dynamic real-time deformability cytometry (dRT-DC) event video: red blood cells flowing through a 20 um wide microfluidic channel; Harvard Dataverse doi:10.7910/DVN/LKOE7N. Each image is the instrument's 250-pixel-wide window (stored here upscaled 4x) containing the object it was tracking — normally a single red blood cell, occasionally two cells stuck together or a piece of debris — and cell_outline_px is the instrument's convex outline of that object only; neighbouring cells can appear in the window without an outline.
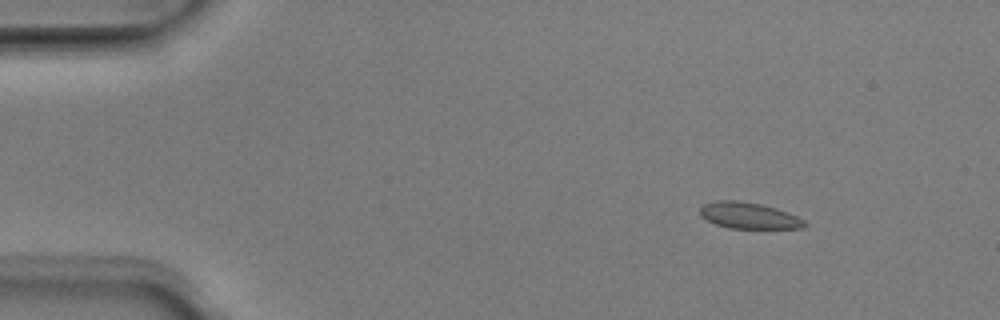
{"species": "Egyptian fruit bat (a non-hibernating species)", "species_latin": "Rousettus aegyptiacus", "temperature_condition": "room temperature", "stored_images_in_passage": 44, "camera_frame_rate_fps": 3000, "um_per_image_px": 0.085, "animal": {"sex": "male"}, "frame": {"image": 1, "passage_image": 4, "time_ms": 1.0, "image_size_px": [1000, 320], "cell_outline_px": [[808, 224], [804, 228], [728, 228], [716, 224], [700, 216], [700, 208], [704, 204], [716, 200], [736, 200], [760, 204], [776, 208], [788, 212], [804, 220]], "centroid_in_image_um": [63.65, 18.32], "position_along_channel_um": 21.4, "area_um2": 15.95}}
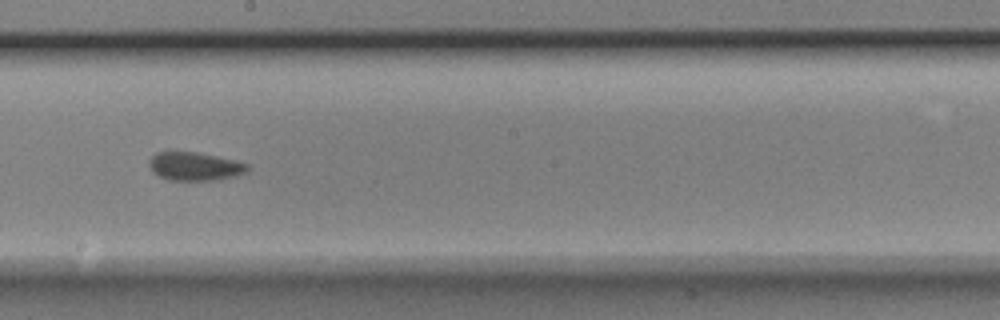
{"frame": {"image": 2, "passage_image": 26, "time_ms": 8.333, "image_size_px": [1000, 320], "cell_outline_px": [[248, 172], [236, 176], [212, 180], [168, 180], [152, 172], [148, 164], [148, 160], [156, 152], [196, 152], [216, 156], [248, 164]], "centroid_in_image_um": [16.52, 14.14], "position_along_channel_um": 231.7, "area_um2": 16.18}}
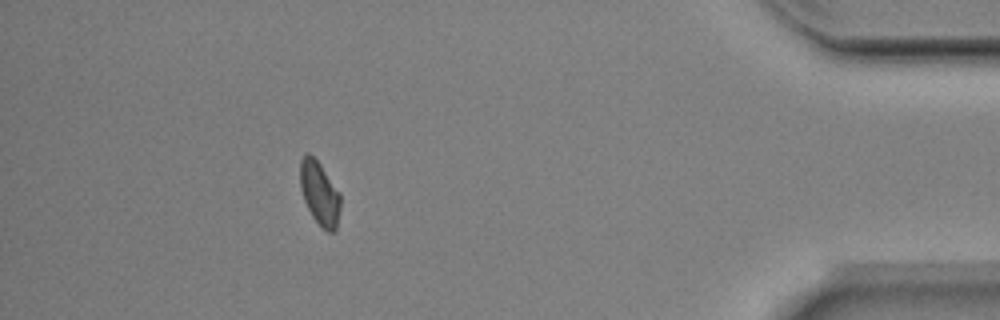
{"frame": {"image": 3, "passage_image": 43, "time_ms": 14.0, "image_size_px": [1000, 320], "cell_outline_px": [[340, 208], [336, 228], [332, 232], [328, 232], [312, 216], [304, 200], [300, 188], [300, 160], [308, 152], [320, 164], [340, 192]], "centroid_in_image_um": [27.16, 16.41], "position_along_channel_um": 408.0, "area_um2": 14.74}, "authors_computed_cell_mechanics": {"area_um2": 16.0973, "velocity_mm_per_s": 4.0211, "shape_relaxation_time_tau1_ms": 7.5752, "shape_relaxation_time_tau2_ms": 3.0345, "deformation_change_tau1": 0.1523, "deformation_change_tau2": 0.0552}}